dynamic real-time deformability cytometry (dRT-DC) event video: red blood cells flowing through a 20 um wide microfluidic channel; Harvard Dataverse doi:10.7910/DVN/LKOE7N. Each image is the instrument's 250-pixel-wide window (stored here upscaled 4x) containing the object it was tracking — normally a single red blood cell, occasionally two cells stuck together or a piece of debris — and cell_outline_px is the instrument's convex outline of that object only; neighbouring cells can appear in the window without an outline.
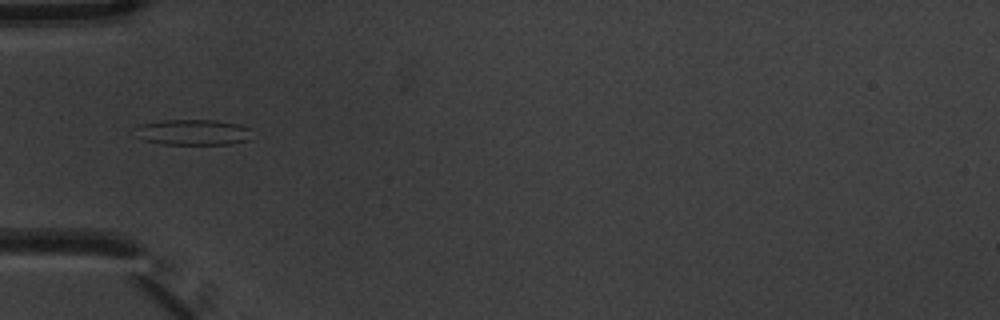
{"species": "common noctule bat (a hibernating species)", "species_latin": "Nyctalus noctula", "temperature_condition": "warm", "stored_images_in_passage": 10, "camera_frame_rate_fps": 3000, "um_per_image_px": 0.085, "animal": {"sex": "male", "body_mass_g": 20.1, "forearm_length_mm": 53.5}, "frame": {"image": 1, "passage_image": 4, "time_ms": 1.0, "image_size_px": [1000, 320], "cell_outline_px": [[252, 128], [248, 140], [232, 144], [164, 144], [144, 140], [132, 128], [140, 124], [160, 120], [216, 120], [240, 124]], "centroid_in_image_um": [16.42, 11.23], "position_along_channel_um": 68.6, "area_um2": 17.63}}
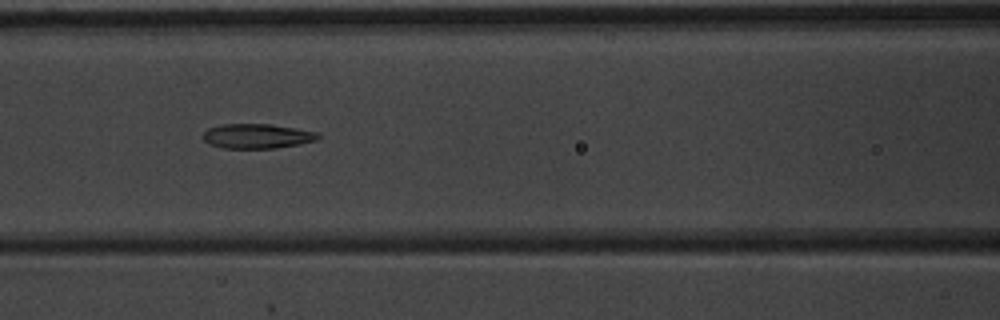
{"frame": {"image": 2, "passage_image": 6, "time_ms": 1.667, "image_size_px": [1000, 320], "cell_outline_px": [[320, 140], [300, 144], [276, 148], [224, 148], [208, 144], [200, 136], [208, 128], [224, 124], [272, 124], [296, 128], [316, 132], [320, 136]], "centroid_in_image_um": [21.85, 11.57], "position_along_channel_um": 144.7, "area_um2": 16.7}}
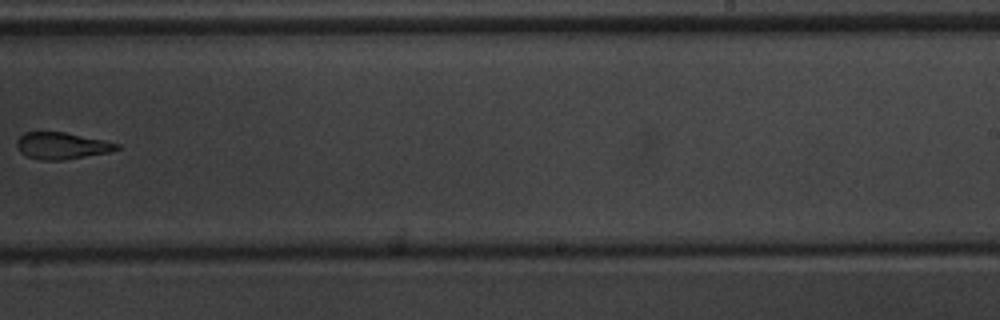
{"frame": {"image": 3, "passage_image": 9, "time_ms": 2.667, "image_size_px": [1000, 320], "cell_outline_px": [[120, 148], [112, 152], [60, 160], [40, 160], [28, 156], [20, 152], [16, 144], [16, 140], [24, 132], [64, 132], [104, 140], [120, 144]], "centroid_in_image_um": [5.26, 12.38], "position_along_channel_um": 283.7, "area_um2": 15.55}}